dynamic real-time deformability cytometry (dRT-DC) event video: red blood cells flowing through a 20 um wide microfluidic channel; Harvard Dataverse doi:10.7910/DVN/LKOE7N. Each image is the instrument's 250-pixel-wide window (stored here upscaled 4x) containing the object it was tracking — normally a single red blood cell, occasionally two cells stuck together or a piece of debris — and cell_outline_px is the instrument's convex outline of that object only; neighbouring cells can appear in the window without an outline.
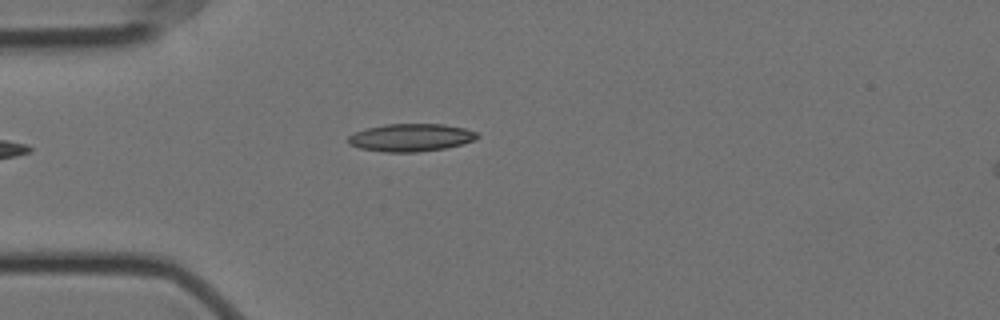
{"species": "Egyptian fruit bat (a non-hibernating species)", "species_latin": "Rousettus aegyptiacus", "temperature_condition": "cold", "stored_images_in_passage": 36, "camera_frame_rate_fps": 3000, "um_per_image_px": 0.085, "animal": {"sex": "female"}, "frame": {"image": 1, "passage_image": 1, "time_ms": 0.0, "image_size_px": [1000, 320], "cell_outline_px": [[480, 136], [476, 140], [444, 148], [416, 152], [384, 152], [360, 148], [348, 144], [348, 136], [356, 132], [368, 128], [384, 124], [440, 124], [464, 128], [476, 132]], "centroid_in_image_um": [34.92, 11.69], "position_along_channel_um": 50.1, "area_um2": 20.69}}
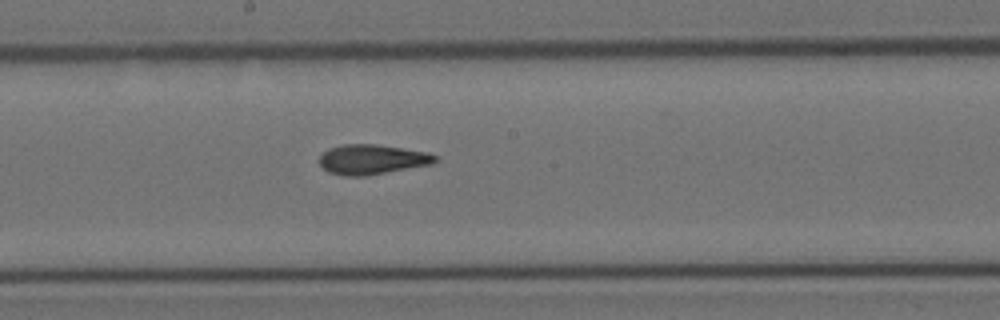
{"frame": {"image": 2, "passage_image": 16, "time_ms": 5.0, "image_size_px": [1000, 320], "cell_outline_px": [[440, 160], [432, 164], [364, 176], [344, 176], [328, 172], [320, 164], [320, 156], [328, 148], [340, 144], [376, 144], [428, 152], [436, 156]], "centroid_in_image_um": [31.62, 13.54], "position_along_channel_um": 216.6, "area_um2": 20.17}}
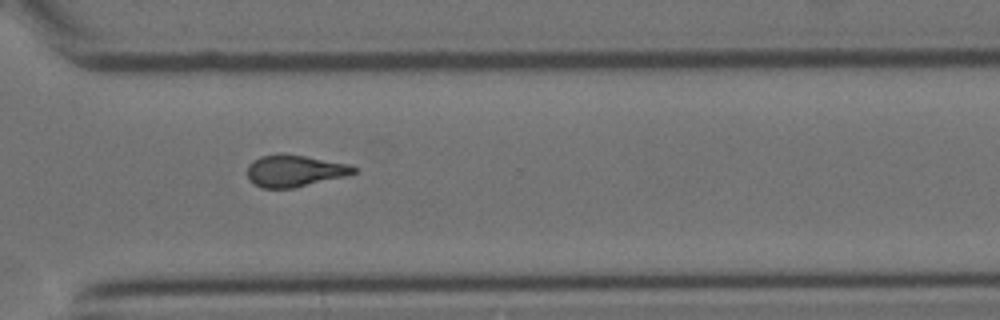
{"frame": {"image": 3, "passage_image": 27, "time_ms": 8.667, "image_size_px": [1000, 320], "cell_outline_px": [[356, 172], [344, 176], [292, 188], [260, 188], [252, 184], [248, 180], [248, 164], [252, 160], [260, 156], [304, 156], [348, 164], [356, 168]], "centroid_in_image_um": [24.98, 14.55], "position_along_channel_um": 345.6, "area_um2": 19.07}, "authors_computed_cell_mechanics": {"area_um2": 20.0566, "velocity_mm_per_s": 3.5342, "shape_relaxation_time_tau1_ms": null, "shape_relaxation_time_tau2_ms": 2.938, "deformation_change_tau1": null, "deformation_change_tau2": 0.1161}}